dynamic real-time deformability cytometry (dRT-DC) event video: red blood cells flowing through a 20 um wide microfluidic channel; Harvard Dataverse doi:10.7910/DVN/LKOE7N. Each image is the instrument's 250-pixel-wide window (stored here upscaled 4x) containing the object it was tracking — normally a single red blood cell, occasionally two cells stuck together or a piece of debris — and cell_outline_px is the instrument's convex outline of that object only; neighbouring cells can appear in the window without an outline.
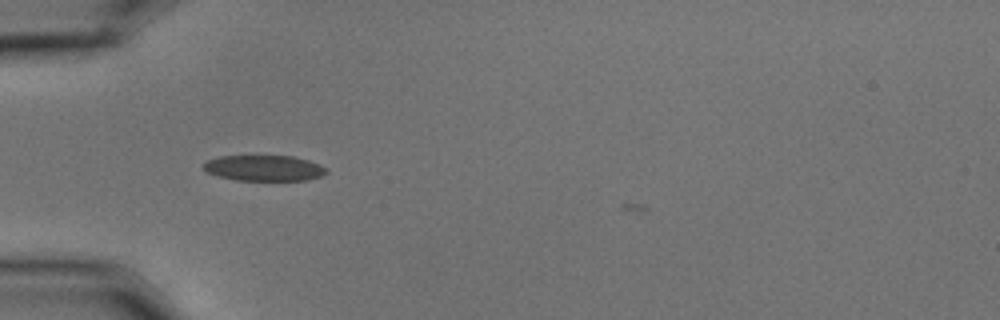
{"species": "common noctule bat (a hibernating species)", "species_latin": "Nyctalus noctula", "temperature_condition": "cold", "stored_images_in_passage": 8, "camera_frame_rate_fps": 3000, "um_per_image_px": 0.085, "animal": {"sex": "male", "body_mass_g": 15.6}, "frame": {"image": 1, "passage_image": 4, "time_ms": 1.0, "image_size_px": [1000, 320], "cell_outline_px": [[328, 172], [320, 176], [308, 180], [236, 180], [220, 176], [208, 172], [204, 168], [204, 164], [208, 160], [220, 156], [292, 156], [308, 160], [320, 164], [328, 168]], "centroid_in_image_um": [22.51, 14.28], "position_along_channel_um": 62.5, "area_um2": 18.26}}